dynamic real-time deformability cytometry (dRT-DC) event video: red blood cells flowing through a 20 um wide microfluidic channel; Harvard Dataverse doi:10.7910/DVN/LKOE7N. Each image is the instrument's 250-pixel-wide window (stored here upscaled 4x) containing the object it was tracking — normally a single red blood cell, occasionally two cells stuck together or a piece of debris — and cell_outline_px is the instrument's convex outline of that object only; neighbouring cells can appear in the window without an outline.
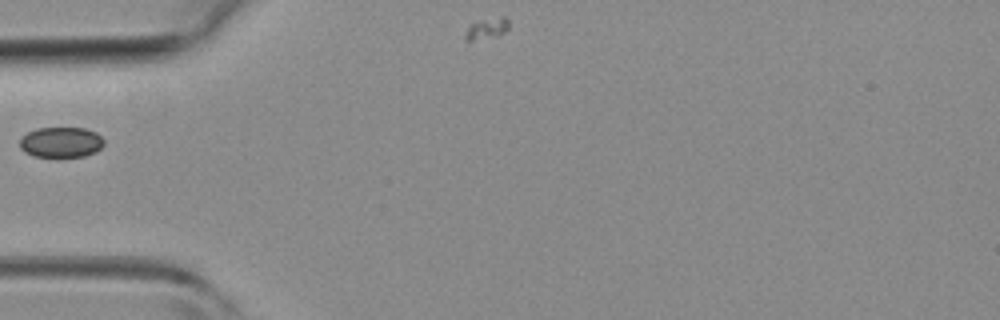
{"species": "common noctule bat (a hibernating species)", "species_latin": "Nyctalus noctula", "temperature_condition": "room temperature", "stored_images_in_passage": 4, "camera_frame_rate_fps": 3000, "um_per_image_px": 0.085, "animal": {"sex": "female", "body_mass_g": 19.3, "forearm_length_mm": 54.1}, "frame": {"image": 1, "passage_image": 3, "time_ms": 4.333, "image_size_px": [1000, 320], "cell_outline_px": [[104, 144], [96, 152], [84, 156], [56, 160], [32, 156], [24, 152], [20, 148], [20, 140], [28, 132], [36, 128], [84, 128], [96, 132], [104, 140]], "centroid_in_image_um": [5.18, 12.15], "position_along_channel_um": 79.8, "area_um2": 15.61}}